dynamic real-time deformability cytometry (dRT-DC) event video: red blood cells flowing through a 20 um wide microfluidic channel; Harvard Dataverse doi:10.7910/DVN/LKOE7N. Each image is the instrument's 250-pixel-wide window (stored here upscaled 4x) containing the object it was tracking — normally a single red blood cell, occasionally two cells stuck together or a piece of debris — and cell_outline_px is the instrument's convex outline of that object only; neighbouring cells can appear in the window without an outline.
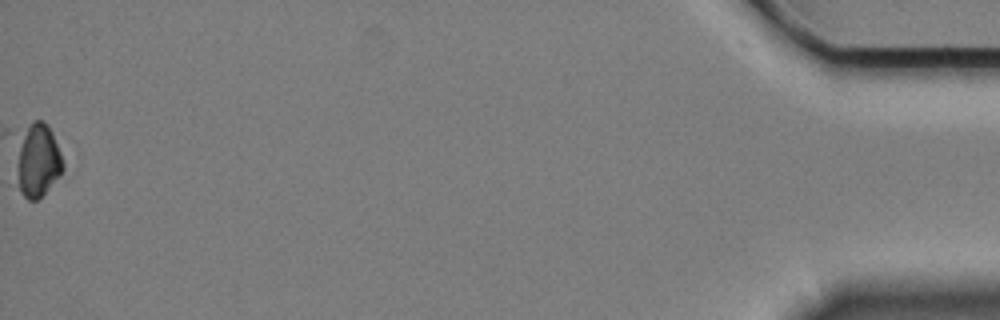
{"species": "Egyptian fruit bat (a non-hibernating species)", "species_latin": "Rousettus aegyptiacus", "temperature_condition": "cold", "stored_images_in_passage": 46, "segment_of_instrument_passage": [3, 3], "camera_frame_rate_fps": 3000, "um_per_image_px": 0.085, "animal": {"sex": "female"}, "frame": {"image": 1, "passage_image": 45, "time_ms": 14.667, "image_size_px": [1000, 320], "cell_outline_px": [[64, 168], [60, 176], [36, 200], [28, 200], [20, 192], [12, 180], [16, 132], [32, 120], [40, 120], [48, 124], [52, 132], [60, 152], [64, 164]], "centroid_in_image_um": [3.06, 13.58], "position_along_channel_um": 432.1, "area_um2": 21.68}}